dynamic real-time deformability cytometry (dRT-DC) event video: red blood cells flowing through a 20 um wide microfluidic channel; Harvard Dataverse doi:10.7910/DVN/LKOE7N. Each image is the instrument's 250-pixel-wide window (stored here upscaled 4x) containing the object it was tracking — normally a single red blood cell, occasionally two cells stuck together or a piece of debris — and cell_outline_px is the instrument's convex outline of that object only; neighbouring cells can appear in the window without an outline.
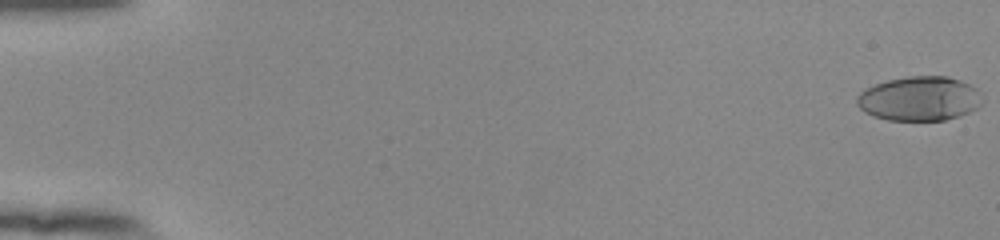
{"species": "human", "species_latin": "Homo sapiens", "temperature_condition": "room temperature", "stored_images_in_passage": 55, "camera_frame_rate_fps": 3000, "um_per_image_px": 0.085, "donor": {"sex": "female"}, "frame": {"image": 1, "passage_image": 1, "time_ms": 0.0, "image_size_px": [1000, 240], "cell_outline_px": [[984, 100], [976, 108], [960, 116], [944, 120], [888, 120], [872, 116], [864, 112], [856, 104], [856, 96], [864, 88], [888, 80], [908, 76], [948, 76], [960, 80], [976, 88]], "centroid_in_image_um": [78.13, 8.38], "position_along_channel_um": 6.9, "area_um2": 32.6}}
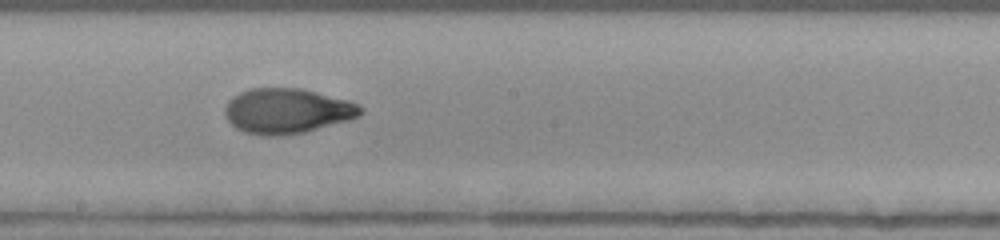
{"frame": {"image": 2, "passage_image": 32, "time_ms": 10.333, "image_size_px": [1000, 240], "cell_outline_px": [[364, 112], [360, 116], [348, 120], [304, 132], [280, 136], [264, 136], [244, 132], [236, 128], [224, 116], [224, 108], [228, 100], [232, 96], [248, 88], [300, 88], [348, 100], [364, 108]], "centroid_in_image_um": [24.37, 9.43], "position_along_channel_um": 223.8, "area_um2": 35.84}}
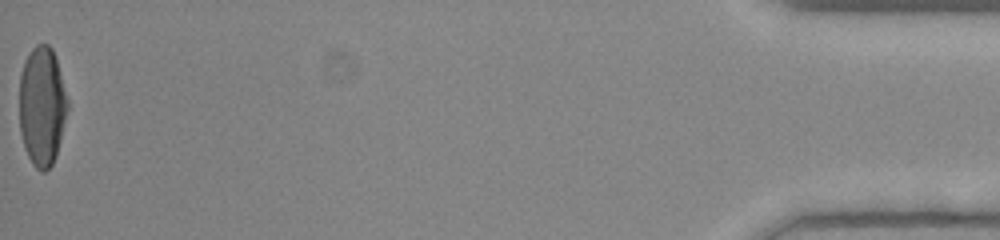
{"frame": {"image": 3, "passage_image": 55, "time_ms": 18.0, "image_size_px": [1000, 240], "cell_outline_px": [[68, 108], [56, 156], [52, 164], [44, 172], [40, 172], [32, 164], [24, 148], [20, 132], [20, 72], [24, 60], [28, 52], [36, 44], [48, 44], [52, 48], [60, 72], [68, 100]], "centroid_in_image_um": [3.56, 9.02], "position_along_channel_um": 431.6, "area_um2": 33.64}, "authors_computed_cell_mechanics": {"area_um2": 34.102, "velocity_mm_per_s": 3.914, "shape_relaxation_time_tau1_ms": 7.7352, "shape_relaxation_time_tau2_ms": 1.7011, "deformation_change_tau1": 0.3005, "deformation_change_tau2": 0.0511}}